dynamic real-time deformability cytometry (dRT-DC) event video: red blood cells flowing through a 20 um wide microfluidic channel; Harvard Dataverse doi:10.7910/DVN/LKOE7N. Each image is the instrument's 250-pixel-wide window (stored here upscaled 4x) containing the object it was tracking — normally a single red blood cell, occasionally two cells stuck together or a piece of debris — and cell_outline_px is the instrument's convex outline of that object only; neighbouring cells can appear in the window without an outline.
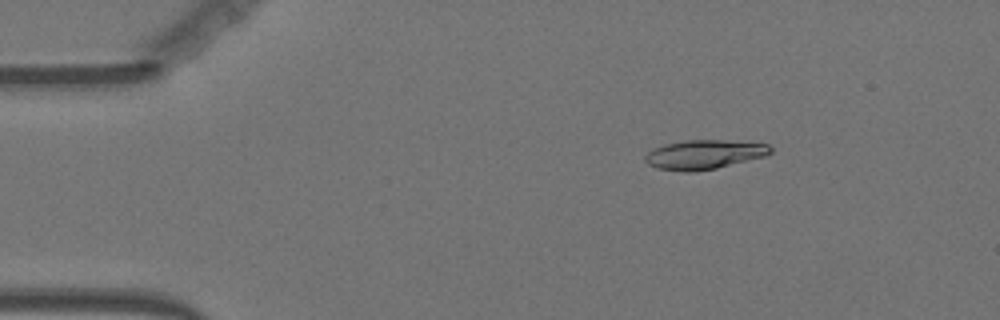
{"species": "Egyptian fruit bat (a non-hibernating species)", "species_latin": "Rousettus aegyptiacus", "temperature_condition": "warm", "stored_images_in_passage": 56, "camera_frame_rate_fps": 3000, "um_per_image_px": 0.085, "animal": {"sex": "female"}, "frame": {"image": 1, "passage_image": 9, "time_ms": 2.667, "image_size_px": [1000, 320], "cell_outline_px": [[772, 152], [764, 156], [716, 168], [696, 172], [684, 172], [656, 168], [648, 164], [644, 160], [644, 156], [652, 148], [664, 144], [684, 140], [728, 140], [768, 144], [772, 148]], "centroid_in_image_um": [59.81, 13.13], "position_along_channel_um": 25.2, "area_um2": 21.5}}
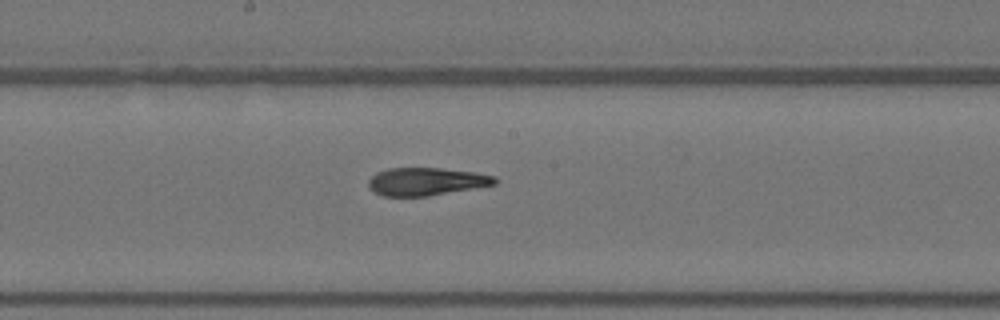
{"frame": {"image": 2, "passage_image": 30, "time_ms": 9.667, "image_size_px": [1000, 320], "cell_outline_px": [[500, 180], [496, 184], [428, 196], [384, 196], [368, 188], [368, 180], [376, 172], [388, 168], [440, 168], [476, 172], [496, 176]], "centroid_in_image_um": [36.25, 15.42], "position_along_channel_um": 212.0, "area_um2": 20.58}}
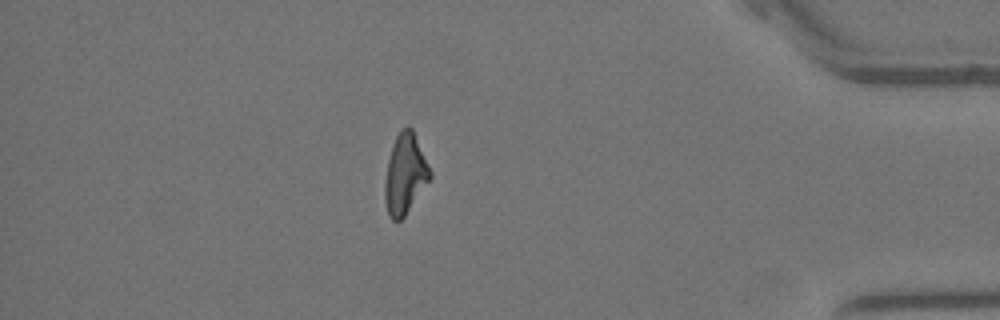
{"frame": {"image": 3, "passage_image": 49, "time_ms": 16.0, "image_size_px": [1000, 320], "cell_outline_px": [[432, 176], [404, 216], [400, 220], [392, 220], [388, 216], [384, 200], [384, 184], [388, 160], [392, 144], [396, 136], [408, 124], [412, 128], [432, 172]], "centroid_in_image_um": [34.41, 14.79], "position_along_channel_um": 400.8, "area_um2": 20.98}, "authors_computed_cell_mechanics": {"area_um2": 21.3282, "velocity_mm_per_s": 3.6257, "shape_relaxation_time_tau1_ms": null, "shape_relaxation_time_tau2_ms": 2.6658, "deformation_change_tau1": null, "deformation_change_tau2": 0.1021}}